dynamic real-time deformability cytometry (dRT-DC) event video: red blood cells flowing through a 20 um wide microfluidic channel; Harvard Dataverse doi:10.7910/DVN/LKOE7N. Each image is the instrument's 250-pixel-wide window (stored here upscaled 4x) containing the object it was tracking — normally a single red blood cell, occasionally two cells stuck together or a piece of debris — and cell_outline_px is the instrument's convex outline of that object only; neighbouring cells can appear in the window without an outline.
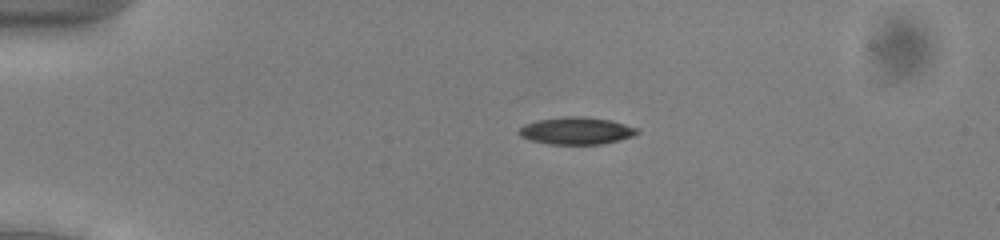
{"species": "common noctule bat (a hibernating species)", "species_latin": "Nyctalus noctula", "temperature_condition": "cold", "stored_images_in_passage": 54, "camera_frame_rate_fps": 3000, "um_per_image_px": 0.085, "animal": {"sex": "male", "body_mass_g": 13.0, "forearm_length_mm": 53.1}, "frame": {"image": 1, "passage_image": 13, "time_ms": 4.0, "image_size_px": [1000, 240], "cell_outline_px": [[640, 132], [632, 136], [620, 140], [600, 144], [548, 144], [532, 140], [520, 136], [516, 132], [524, 124], [536, 120], [564, 116], [584, 116], [612, 120], [640, 128]], "centroid_in_image_um": [49.01, 11.1], "position_along_channel_um": 36.0, "area_um2": 19.02}}
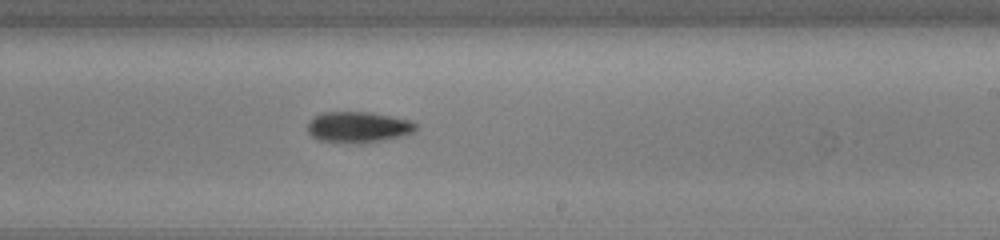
{"frame": {"image": 2, "passage_image": 34, "time_ms": 11.0, "image_size_px": [1000, 240], "cell_outline_px": [[416, 128], [412, 132], [400, 136], [384, 140], [360, 144], [356, 144], [320, 140], [312, 136], [308, 132], [308, 124], [312, 116], [324, 112], [372, 112], [412, 120], [416, 124]], "centroid_in_image_um": [30.44, 10.8], "position_along_channel_um": 258.6, "area_um2": 19.65}}
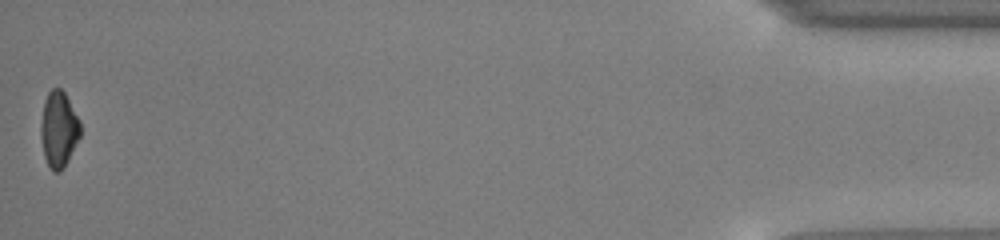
{"frame": {"image": 3, "passage_image": 54, "time_ms": 17.667, "image_size_px": [1000, 240], "cell_outline_px": [[80, 136], [64, 168], [60, 172], [52, 172], [44, 156], [40, 136], [40, 124], [44, 100], [48, 92], [52, 88], [60, 88], [64, 92], [80, 120]], "centroid_in_image_um": [4.98, 11.0], "position_along_channel_um": 430.2, "area_um2": 17.57}, "authors_computed_cell_mechanics": {"area_um2": 18.5827, "velocity_mm_per_s": 3.9144, "shape_relaxation_time_tau1_ms": 5.7492, "shape_relaxation_time_tau2_ms": null, "deformation_change_tau1": 0.1303, "deformation_change_tau2": null}}